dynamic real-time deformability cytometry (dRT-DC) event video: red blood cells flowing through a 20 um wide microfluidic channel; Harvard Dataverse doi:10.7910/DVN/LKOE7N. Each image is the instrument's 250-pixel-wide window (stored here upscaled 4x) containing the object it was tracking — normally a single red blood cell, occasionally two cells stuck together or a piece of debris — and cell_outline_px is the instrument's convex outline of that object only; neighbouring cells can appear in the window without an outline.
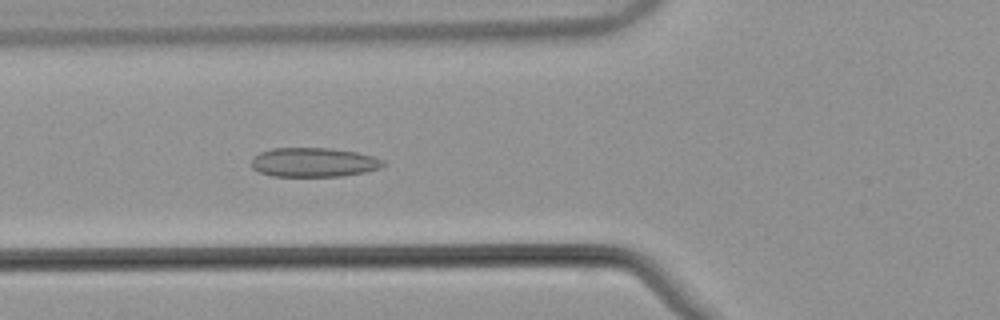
{"species": "common noctule bat (a hibernating species)", "species_latin": "Nyctalus noctula", "temperature_condition": "warm", "stored_images_in_passage": 54, "camera_frame_rate_fps": 3000, "um_per_image_px": 0.085, "animal": {"sex": "male", "body_mass_g": 21.5, "forearm_length_mm": 52.0}, "frame": {"image": 1, "passage_image": 20, "time_ms": 6.333, "image_size_px": [1000, 320], "cell_outline_px": [[388, 164], [380, 168], [364, 172], [344, 176], [272, 176], [260, 172], [252, 168], [252, 156], [260, 152], [272, 148], [332, 148], [356, 152], [372, 156], [384, 160]], "centroid_in_image_um": [26.68, 13.79], "position_along_channel_um": 99.1, "area_um2": 22.6}}
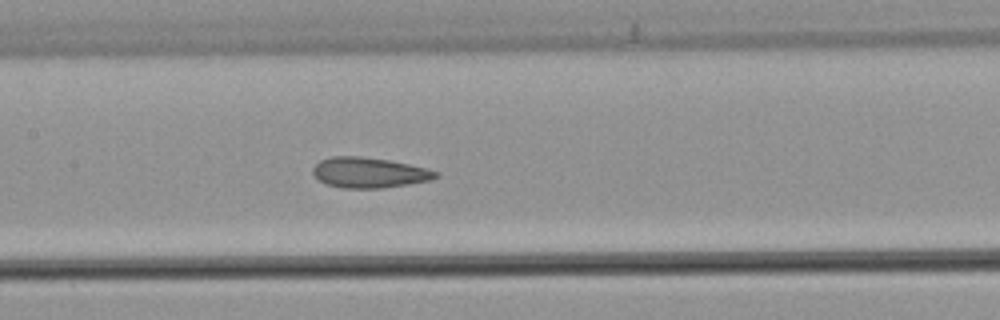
{"frame": {"image": 2, "passage_image": 26, "time_ms": 8.333, "image_size_px": [1000, 320], "cell_outline_px": [[440, 176], [432, 180], [384, 188], [344, 188], [324, 184], [312, 172], [312, 168], [320, 160], [332, 156], [360, 156], [388, 160], [428, 168], [440, 172]], "centroid_in_image_um": [31.41, 14.67], "position_along_channel_um": 176.0, "area_um2": 21.91}}
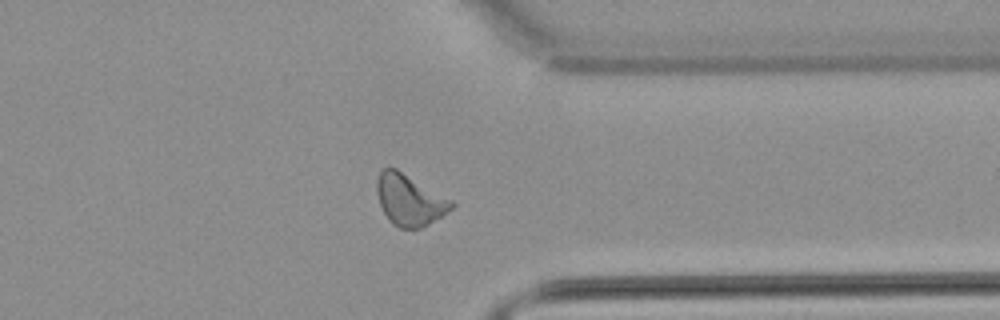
{"frame": {"image": 3, "passage_image": 42, "time_ms": 13.667, "image_size_px": [1000, 320], "cell_outline_px": [[456, 204], [448, 212], [428, 224], [420, 228], [400, 228], [392, 224], [388, 220], [380, 204], [376, 192], [376, 180], [380, 172], [384, 168], [396, 168], [452, 200]], "centroid_in_image_um": [34.8, 17.0], "position_along_channel_um": 376.6, "area_um2": 22.14}}